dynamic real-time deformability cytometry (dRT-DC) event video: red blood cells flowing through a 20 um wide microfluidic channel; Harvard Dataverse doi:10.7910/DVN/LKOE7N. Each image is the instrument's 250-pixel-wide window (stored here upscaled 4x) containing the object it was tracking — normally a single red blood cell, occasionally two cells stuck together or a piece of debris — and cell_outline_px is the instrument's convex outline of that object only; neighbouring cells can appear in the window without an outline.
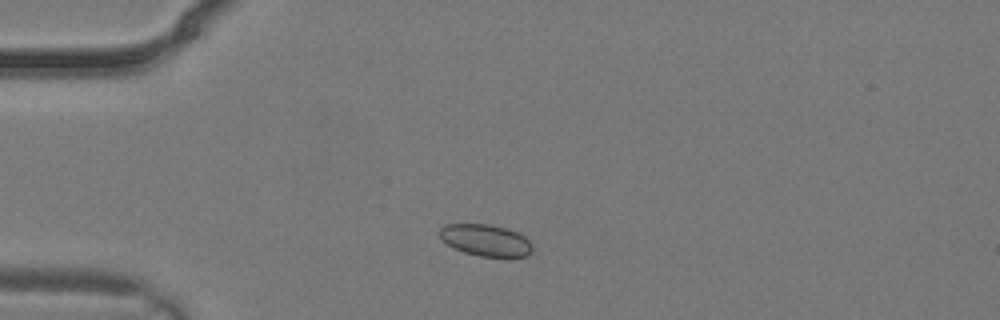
{"species": "common noctule bat (a hibernating species)", "species_latin": "Nyctalus noctula", "temperature_condition": "warm", "stored_images_in_passage": 1, "camera_frame_rate_fps": 3000, "um_per_image_px": 0.085, "animal": {"sex": "male", "body_mass_g": 19.2, "forearm_length_mm": 51.8}, "frame": {"image": 1, "passage_image": 1, "time_ms": 0.0, "image_size_px": [1000, 320], "cell_outline_px": [[532, 252], [524, 256], [508, 260], [480, 256], [464, 252], [452, 248], [436, 232], [444, 224], [488, 224], [520, 232], [532, 244]], "centroid_in_image_um": [41.31, 20.46], "position_along_channel_um": 43.7, "area_um2": 17.74}}